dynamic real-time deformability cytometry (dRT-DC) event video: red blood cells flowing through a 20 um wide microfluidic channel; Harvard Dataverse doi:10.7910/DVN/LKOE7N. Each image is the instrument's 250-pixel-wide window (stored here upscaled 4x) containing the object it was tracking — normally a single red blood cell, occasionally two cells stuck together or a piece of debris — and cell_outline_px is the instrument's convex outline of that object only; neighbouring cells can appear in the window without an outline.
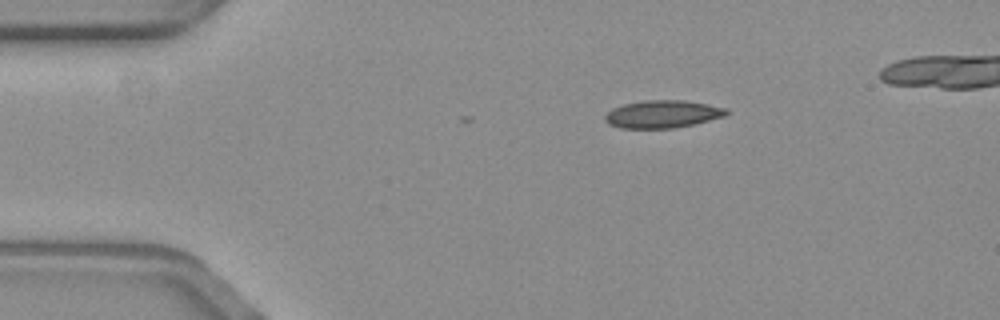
{"species": "common noctule bat (a hibernating species)", "species_latin": "Nyctalus noctula", "temperature_condition": "warm", "stored_images_in_passage": 5, "camera_frame_rate_fps": 3000, "um_per_image_px": 0.085, "animal": {"sex": "female", "body_mass_g": 19.3, "forearm_length_mm": 54.1}, "frame": {"image": 1, "passage_image": 1, "time_ms": 0.0, "image_size_px": [1000, 320], "cell_outline_px": [[728, 112], [724, 116], [696, 124], [676, 128], [620, 128], [608, 124], [604, 120], [604, 116], [612, 108], [624, 104], [644, 100], [684, 100], [708, 104], [728, 108]], "centroid_in_image_um": [56.32, 9.7], "position_along_channel_um": 28.7, "area_um2": 19.71}}